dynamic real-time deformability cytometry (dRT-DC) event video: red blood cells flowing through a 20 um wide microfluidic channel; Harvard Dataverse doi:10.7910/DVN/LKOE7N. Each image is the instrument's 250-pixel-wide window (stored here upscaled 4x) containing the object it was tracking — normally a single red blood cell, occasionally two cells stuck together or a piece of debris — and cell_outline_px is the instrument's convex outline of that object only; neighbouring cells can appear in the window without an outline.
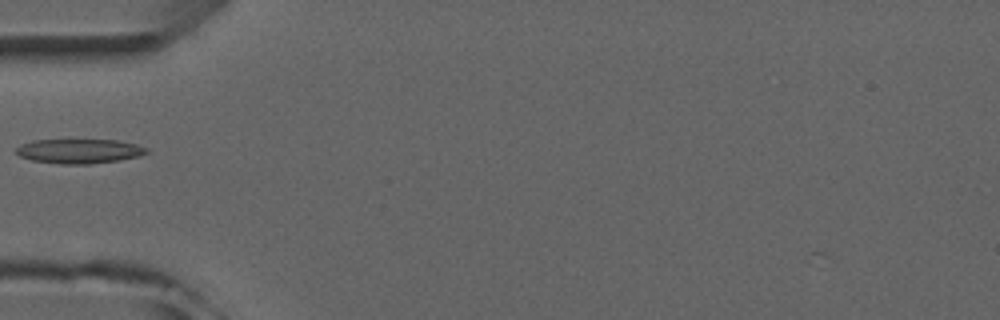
{"species": "common noctule bat (a hibernating species)", "species_latin": "Nyctalus noctula", "temperature_condition": "room temperature", "stored_images_in_passage": 6, "camera_frame_rate_fps": 3000, "um_per_image_px": 0.085, "animal": {"sex": "male", "forearm_length_mm": 52.5}, "frame": {"image": 1, "passage_image": 4, "time_ms": 4.667, "image_size_px": [1000, 320], "cell_outline_px": [[148, 152], [136, 156], [120, 160], [88, 164], [60, 164], [32, 160], [20, 156], [16, 152], [16, 148], [20, 144], [32, 140], [116, 140], [136, 144], [148, 148]], "centroid_in_image_um": [6.71, 12.84], "position_along_channel_um": 78.3, "area_um2": 18.5}}
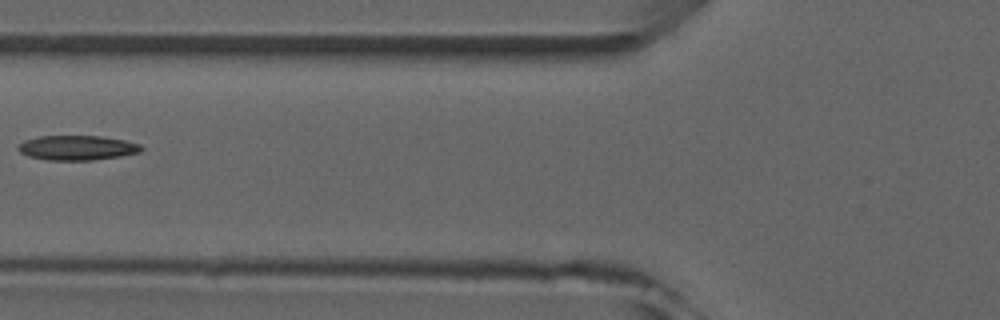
{"frame": {"image": 2, "passage_image": 5, "time_ms": 5.667, "image_size_px": [1000, 320], "cell_outline_px": [[144, 148], [140, 152], [120, 156], [92, 160], [48, 160], [28, 156], [20, 152], [16, 148], [24, 140], [40, 136], [100, 136], [124, 140], [140, 144]], "centroid_in_image_um": [6.55, 12.56], "position_along_channel_um": 119.2, "area_um2": 17.69}}
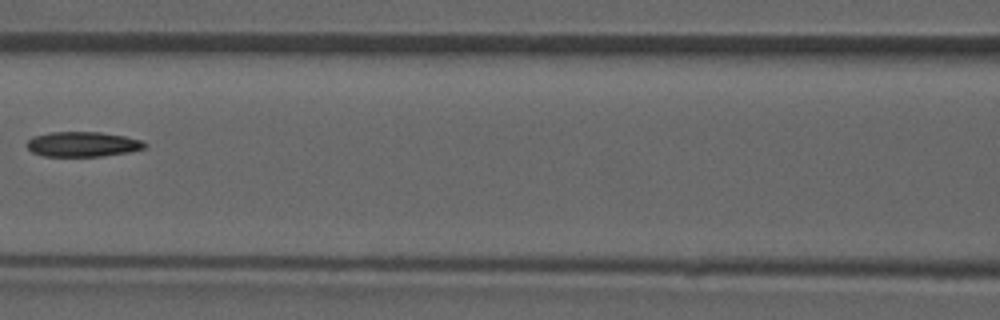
{"frame": {"image": 3, "passage_image": 6, "time_ms": 6.667, "image_size_px": [1000, 320], "cell_outline_px": [[148, 144], [144, 148], [128, 152], [104, 156], [44, 156], [32, 152], [28, 148], [28, 140], [32, 136], [52, 132], [100, 132], [124, 136], [140, 140]], "centroid_in_image_um": [7.02, 12.26], "position_along_channel_um": 159.6, "area_um2": 17.05}}